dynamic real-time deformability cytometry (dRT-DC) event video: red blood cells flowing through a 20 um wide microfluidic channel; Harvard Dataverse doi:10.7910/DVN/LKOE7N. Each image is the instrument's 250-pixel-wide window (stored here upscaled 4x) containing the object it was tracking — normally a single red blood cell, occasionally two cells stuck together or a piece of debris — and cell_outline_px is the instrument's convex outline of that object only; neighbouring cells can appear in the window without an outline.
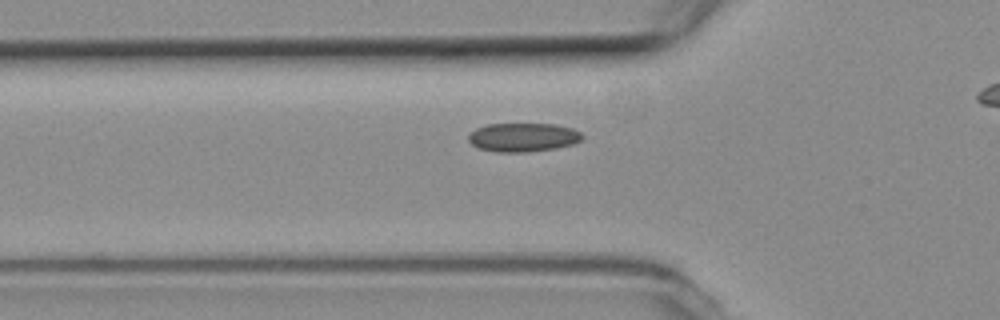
{"species": "common noctule bat (a hibernating species)", "species_latin": "Nyctalus noctula", "temperature_condition": "room temperature", "stored_images_in_passage": 35, "camera_frame_rate_fps": 3000, "um_per_image_px": 0.085, "animal": {"sex": "female", "body_mass_g": 19.3, "forearm_length_mm": 54.1}, "frame": {"image": 1, "passage_image": 7, "time_ms": 2.0, "image_size_px": [1000, 320], "cell_outline_px": [[584, 136], [580, 140], [572, 144], [556, 148], [528, 152], [496, 152], [480, 148], [472, 144], [468, 140], [468, 136], [476, 128], [488, 124], [552, 124], [572, 128], [580, 132]], "centroid_in_image_um": [44.46, 11.67], "position_along_channel_um": 81.3, "area_um2": 18.96}}
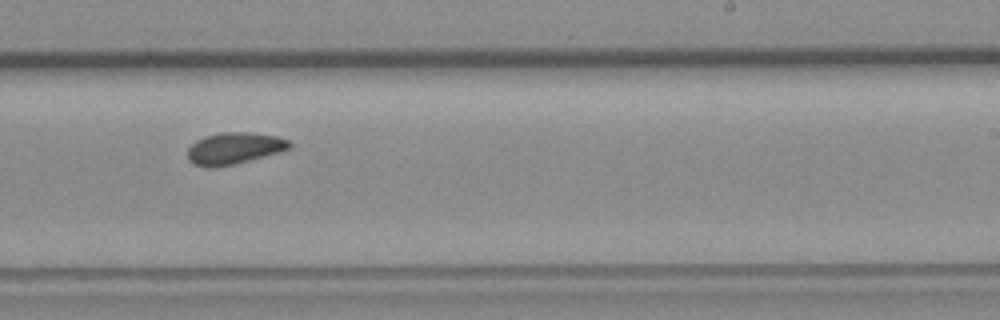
{"frame": {"image": 2, "passage_image": 22, "time_ms": 7.0, "image_size_px": [1000, 320], "cell_outline_px": [[292, 148], [280, 152], [216, 168], [204, 168], [192, 164], [188, 160], [188, 148], [196, 140], [204, 136], [220, 132], [248, 132], [276, 136], [288, 140], [292, 144]], "centroid_in_image_um": [19.87, 12.61], "position_along_channel_um": 269.1, "area_um2": 18.96}}
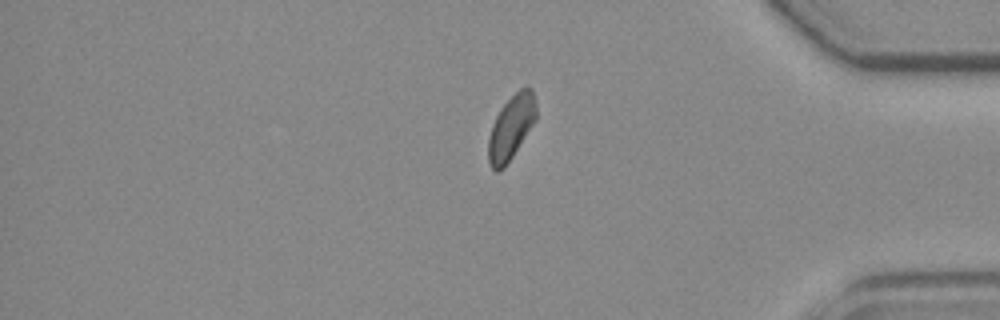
{"frame": {"image": 3, "passage_image": 34, "time_ms": 11.0, "image_size_px": [1000, 320], "cell_outline_px": [[536, 120], [504, 168], [500, 172], [496, 172], [488, 164], [488, 140], [492, 124], [500, 108], [520, 88], [532, 88], [536, 104]], "centroid_in_image_um": [43.43, 10.85], "position_along_channel_um": 391.8, "area_um2": 17.8}}